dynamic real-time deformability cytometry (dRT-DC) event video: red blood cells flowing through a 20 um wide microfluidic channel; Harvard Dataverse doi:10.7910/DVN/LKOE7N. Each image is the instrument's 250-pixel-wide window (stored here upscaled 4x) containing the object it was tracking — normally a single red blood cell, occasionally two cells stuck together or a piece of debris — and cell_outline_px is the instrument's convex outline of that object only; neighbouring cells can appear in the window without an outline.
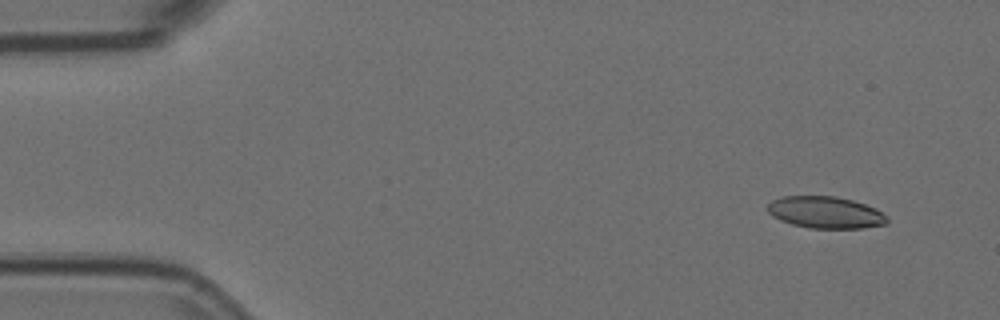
{"species": "Egyptian fruit bat (a non-hibernating species)", "species_latin": "Rousettus aegyptiacus", "temperature_condition": "room temperature", "stored_images_in_passage": 5, "camera_frame_rate_fps": 3000, "um_per_image_px": 0.085, "animal": {"sex": "female"}, "frame": {"image": 1, "passage_image": 1, "time_ms": 0.0, "image_size_px": [1000, 320], "cell_outline_px": [[888, 224], [864, 228], [808, 228], [792, 224], [780, 220], [772, 216], [768, 212], [768, 204], [772, 200], [780, 196], [836, 196], [852, 200], [876, 208], [888, 216]], "centroid_in_image_um": [70.18, 18.06], "position_along_channel_um": 14.8, "area_um2": 22.37}}